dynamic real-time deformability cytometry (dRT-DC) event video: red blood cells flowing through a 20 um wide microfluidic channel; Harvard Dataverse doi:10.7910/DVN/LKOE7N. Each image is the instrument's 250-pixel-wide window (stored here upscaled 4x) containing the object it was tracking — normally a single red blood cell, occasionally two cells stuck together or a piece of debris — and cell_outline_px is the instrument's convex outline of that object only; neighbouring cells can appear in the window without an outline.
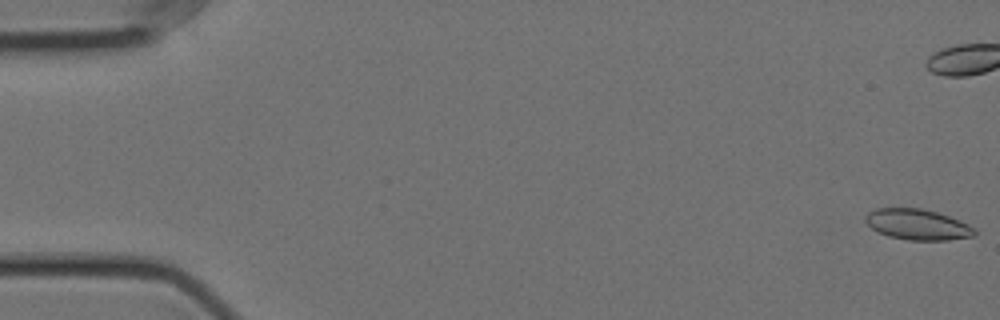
{"species": "Egyptian fruit bat (a non-hibernating species)", "species_latin": "Rousettus aegyptiacus", "temperature_condition": "cold", "stored_images_in_passage": 58, "camera_frame_rate_fps": 3000, "um_per_image_px": 0.085, "animal": {"sex": "female"}, "frame": {"image": 1, "passage_image": 1, "time_ms": 0.0, "image_size_px": [1000, 320], "cell_outline_px": [[976, 232], [972, 236], [948, 240], [908, 240], [888, 236], [872, 228], [864, 220], [864, 216], [868, 212], [876, 208], [920, 208], [936, 212], [960, 220], [976, 228]], "centroid_in_image_um": [77.98, 19.08], "position_along_channel_um": 7.0, "area_um2": 19.48}, "authors_computed_cell_mechanics": {"area_um2": 19.0451, "velocity_mm_per_s": 3.5529, "shape_relaxation_time_tau1_ms": null, "shape_relaxation_time_tau2_ms": 1.5212, "deformation_change_tau1": null, "deformation_change_tau2": 0.0642}}